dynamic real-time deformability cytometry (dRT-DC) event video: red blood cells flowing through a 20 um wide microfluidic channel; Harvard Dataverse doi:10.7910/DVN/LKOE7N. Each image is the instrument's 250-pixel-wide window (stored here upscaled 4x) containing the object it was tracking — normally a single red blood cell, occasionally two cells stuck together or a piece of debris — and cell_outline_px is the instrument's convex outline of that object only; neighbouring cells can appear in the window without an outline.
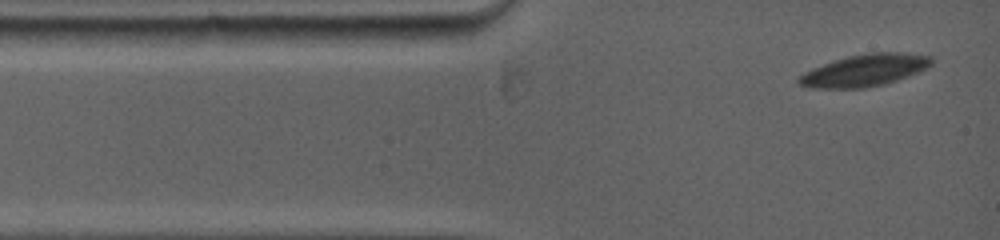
{"species": "common noctule bat (a hibernating species)", "species_latin": "Nyctalus noctula", "temperature_condition": "warm", "stored_images_in_passage": 19, "camera_frame_rate_fps": 5000, "um_per_image_px": 0.085, "animal": {"sex": "female", "body_mass_g": 19.0, "forearm_length_mm": 53.3}, "frame": {"image": 1, "passage_image": 1, "time_ms": 0.0, "image_size_px": [1000, 240], "cell_outline_px": [[932, 64], [908, 76], [884, 84], [864, 88], [812, 88], [800, 84], [796, 80], [804, 72], [812, 68], [848, 56], [872, 52], [904, 52], [932, 56]], "centroid_in_image_um": [73.5, 5.97], "position_along_channel_um": 11.5, "area_um2": 24.45}}
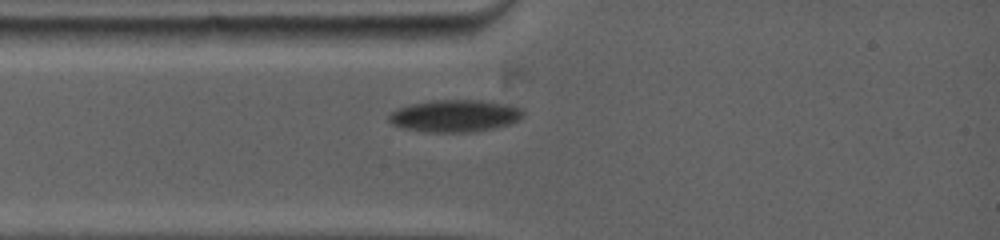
{"frame": {"image": 2, "passage_image": 15, "time_ms": 2.0, "image_size_px": [1000, 240], "cell_outline_px": [[524, 116], [520, 120], [512, 124], [492, 128], [468, 132], [432, 132], [404, 128], [392, 124], [388, 120], [388, 116], [396, 108], [412, 104], [432, 100], [480, 100], [504, 104], [520, 108], [524, 112]], "centroid_in_image_um": [38.67, 9.84], "position_along_channel_um": 46.3, "area_um2": 25.03}}